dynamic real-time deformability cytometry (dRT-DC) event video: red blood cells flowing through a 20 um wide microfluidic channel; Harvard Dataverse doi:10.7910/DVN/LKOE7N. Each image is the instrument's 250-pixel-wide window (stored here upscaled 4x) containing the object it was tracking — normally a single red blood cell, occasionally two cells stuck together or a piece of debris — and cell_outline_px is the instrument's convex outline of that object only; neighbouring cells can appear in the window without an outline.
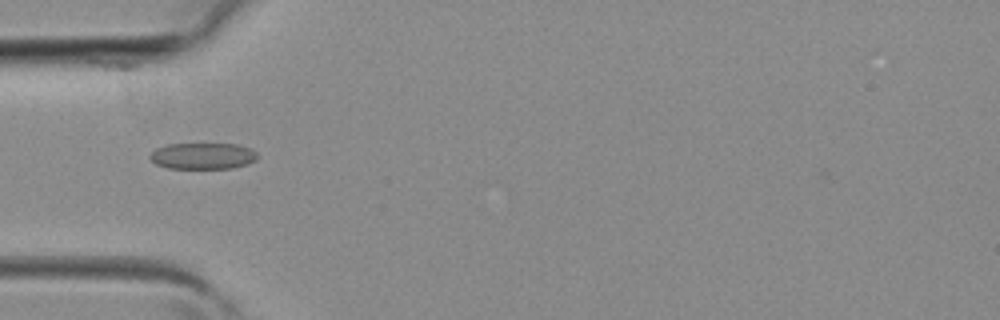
{"species": "common noctule bat (a hibernating species)", "species_latin": "Nyctalus noctula", "temperature_condition": "room temperature", "stored_images_in_passage": 2, "camera_frame_rate_fps": 3000, "um_per_image_px": 0.085, "animal": {"sex": "female", "body_mass_g": 19.3, "forearm_length_mm": 54.1}, "frame": {"image": 1, "passage_image": 1, "time_ms": 0.0, "image_size_px": [1000, 320], "cell_outline_px": [[256, 160], [248, 164], [232, 168], [168, 168], [156, 164], [148, 156], [156, 148], [168, 144], [236, 144], [252, 148], [256, 152]], "centroid_in_image_um": [17.25, 13.25], "position_along_channel_um": 67.8, "area_um2": 16.47}}
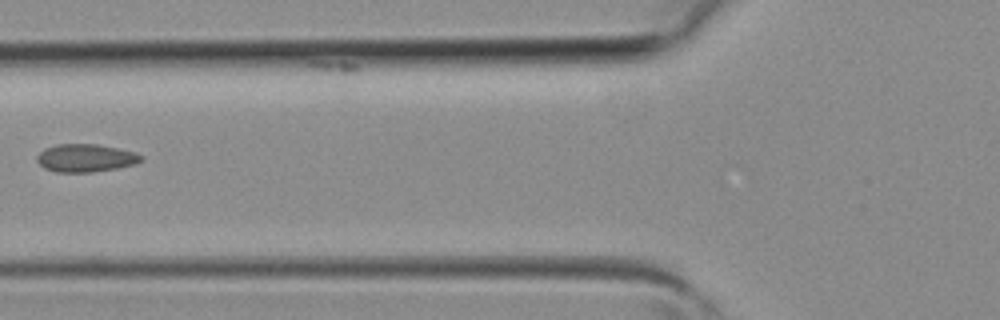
{"frame": {"image": 2, "passage_image": 2, "time_ms": 0.333, "image_size_px": [1000, 320], "cell_outline_px": [[144, 160], [136, 164], [116, 168], [92, 172], [56, 172], [44, 168], [36, 160], [36, 156], [44, 148], [56, 144], [96, 144], [116, 148], [132, 152], [144, 156]], "centroid_in_image_um": [7.26, 13.43], "position_along_channel_um": 118.5, "area_um2": 16.94}}